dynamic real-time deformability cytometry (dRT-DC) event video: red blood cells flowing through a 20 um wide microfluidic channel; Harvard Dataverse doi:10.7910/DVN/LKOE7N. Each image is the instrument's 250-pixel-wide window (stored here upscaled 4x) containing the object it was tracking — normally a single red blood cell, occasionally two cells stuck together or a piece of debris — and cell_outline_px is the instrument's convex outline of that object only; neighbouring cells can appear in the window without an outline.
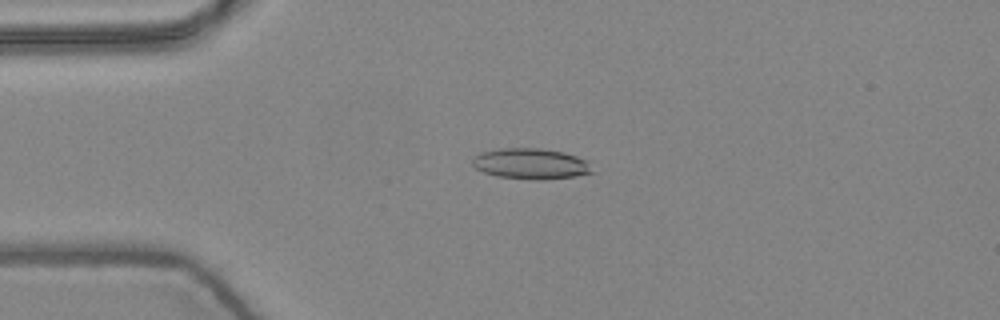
{"species": "common noctule bat (a hibernating species)", "species_latin": "Nyctalus noctula", "temperature_condition": "warm", "stored_images_in_passage": 4, "camera_frame_rate_fps": 3000, "um_per_image_px": 0.085, "animal": {"sex": "female", "body_mass_g": 24.6, "forearm_length_mm": 56.2}, "frame": {"image": 1, "passage_image": 3, "time_ms": 0.667, "image_size_px": [1000, 320], "cell_outline_px": [[596, 172], [576, 176], [544, 180], [532, 180], [496, 176], [484, 172], [476, 168], [472, 164], [472, 160], [480, 152], [500, 148], [540, 148], [564, 152], [588, 160]], "centroid_in_image_um": [45.17, 13.92], "position_along_channel_um": 39.8, "area_um2": 21.79}}